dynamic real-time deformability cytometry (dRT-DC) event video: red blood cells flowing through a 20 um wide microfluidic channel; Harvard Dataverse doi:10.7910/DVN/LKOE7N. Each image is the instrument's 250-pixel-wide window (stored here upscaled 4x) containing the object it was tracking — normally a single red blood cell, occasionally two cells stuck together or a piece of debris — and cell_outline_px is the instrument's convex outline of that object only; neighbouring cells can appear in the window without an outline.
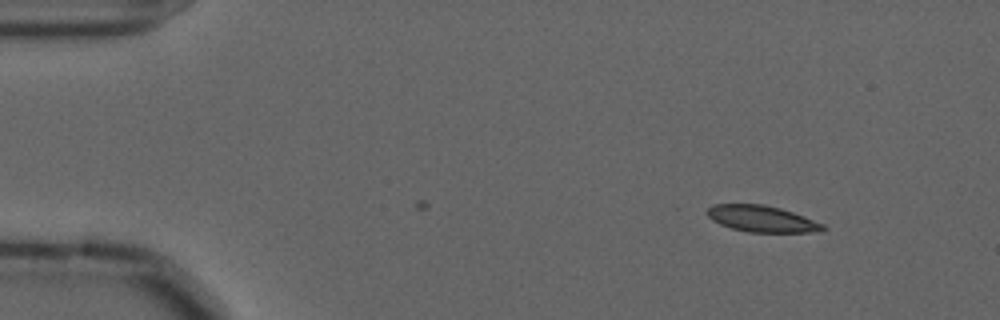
{"species": "common noctule bat (a hibernating species)", "species_latin": "Nyctalus noctula", "temperature_condition": "cold", "stored_images_in_passage": 4, "camera_frame_rate_fps": 3000, "um_per_image_px": 0.085, "animal": {"sex": "male", "forearm_length_mm": 52.5}, "frame": {"image": 1, "passage_image": 4, "time_ms": 1.0, "image_size_px": [1000, 320], "cell_outline_px": [[828, 228], [820, 232], [748, 232], [732, 228], [720, 224], [712, 220], [708, 216], [708, 208], [712, 204], [764, 204], [780, 208], [804, 216], [824, 224]], "centroid_in_image_um": [64.79, 18.6], "position_along_channel_um": 20.2, "area_um2": 17.8}}